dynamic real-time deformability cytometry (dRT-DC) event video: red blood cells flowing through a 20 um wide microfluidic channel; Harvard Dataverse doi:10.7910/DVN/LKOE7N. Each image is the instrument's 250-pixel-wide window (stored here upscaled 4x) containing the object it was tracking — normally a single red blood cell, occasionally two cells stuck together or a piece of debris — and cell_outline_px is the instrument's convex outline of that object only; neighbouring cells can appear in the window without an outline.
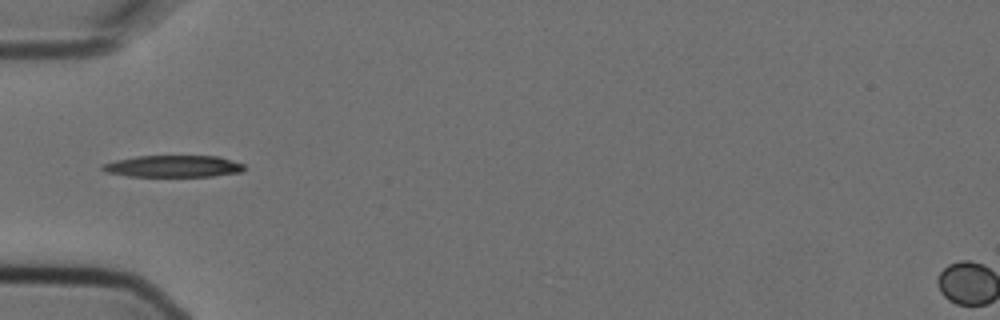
{"species": "Egyptian fruit bat (a non-hibernating species)", "species_latin": "Rousettus aegyptiacus", "temperature_condition": "cold", "stored_images_in_passage": 8, "camera_frame_rate_fps": 3000, "um_per_image_px": 0.085, "animal": {"sex": "female"}, "frame": {"image": 1, "passage_image": 6, "time_ms": 1.667, "image_size_px": [1000, 320], "cell_outline_px": [[244, 168], [240, 172], [212, 176], [128, 176], [104, 172], [100, 168], [100, 164], [116, 160], [136, 156], [220, 156], [244, 164]], "centroid_in_image_um": [14.68, 14.13], "position_along_channel_um": 70.3, "area_um2": 18.03}}
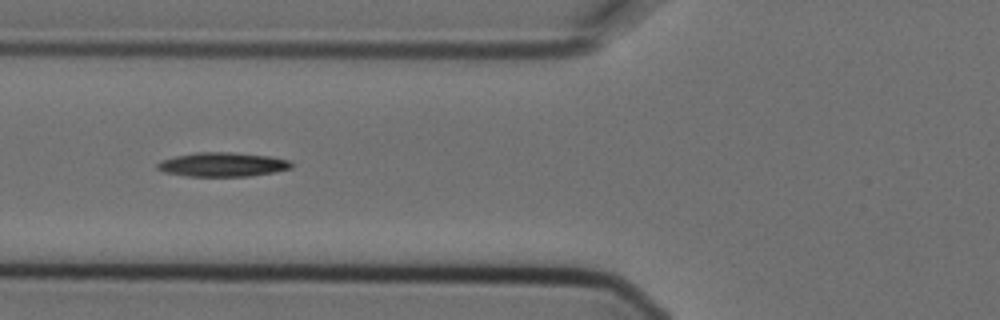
{"frame": {"image": 2, "passage_image": 7, "time_ms": 2.0, "image_size_px": [1000, 320], "cell_outline_px": [[292, 168], [272, 172], [248, 176], [188, 176], [164, 172], [156, 168], [156, 164], [160, 160], [176, 156], [196, 152], [232, 152], [268, 156], [288, 160], [292, 164]], "centroid_in_image_um": [18.87, 13.98], "position_along_channel_um": 106.9, "area_um2": 18.73}}
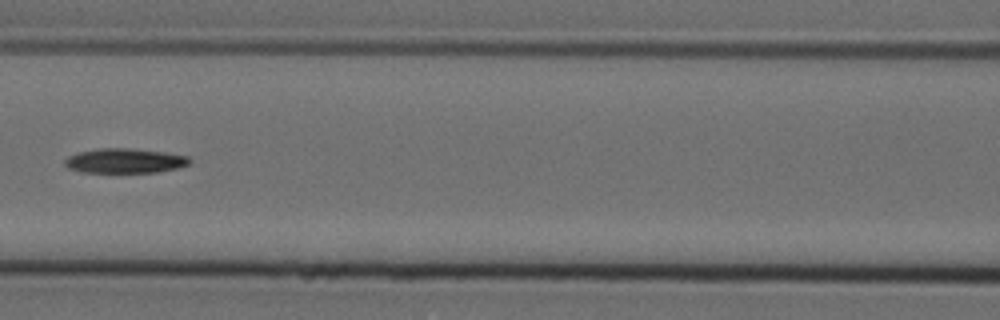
{"frame": {"image": 3, "passage_image": 8, "time_ms": 2.333, "image_size_px": [1000, 320], "cell_outline_px": [[192, 160], [188, 164], [176, 168], [156, 172], [80, 172], [68, 168], [64, 164], [64, 160], [68, 156], [76, 152], [100, 148], [128, 148], [164, 152], [188, 156]], "centroid_in_image_um": [10.56, 13.66], "position_along_channel_um": 156.0, "area_um2": 17.92}}